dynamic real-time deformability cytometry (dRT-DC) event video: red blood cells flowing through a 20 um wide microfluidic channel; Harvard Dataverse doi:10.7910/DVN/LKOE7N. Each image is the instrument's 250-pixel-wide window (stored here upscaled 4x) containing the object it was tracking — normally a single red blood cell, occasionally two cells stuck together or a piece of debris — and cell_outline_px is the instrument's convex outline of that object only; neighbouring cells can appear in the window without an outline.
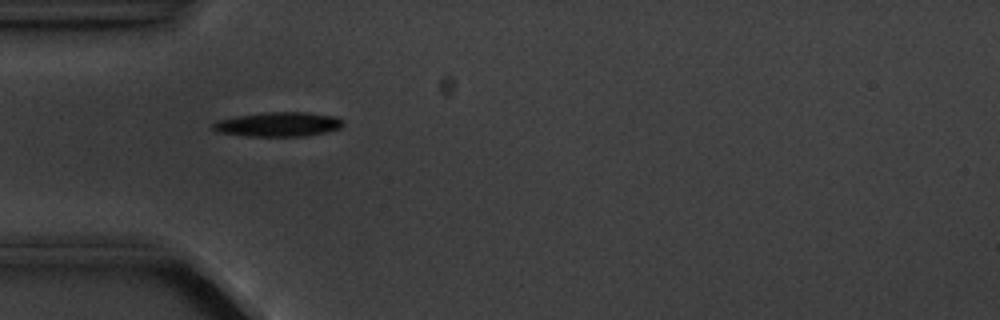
{"species": "common noctule bat (a hibernating species)", "species_latin": "Nyctalus noctula", "temperature_condition": "cold", "stored_images_in_passage": 2, "camera_frame_rate_fps": 3000, "um_per_image_px": 0.085, "animal": {"sex": "male", "body_mass_g": 20.1, "forearm_length_mm": 53.5}, "frame": {"image": 1, "passage_image": 1, "time_ms": 0.0, "image_size_px": [1000, 320], "cell_outline_px": [[344, 124], [340, 128], [324, 132], [304, 136], [248, 136], [220, 132], [212, 128], [212, 124], [216, 120], [236, 116], [264, 112], [308, 112], [336, 116], [344, 120]], "centroid_in_image_um": [23.68, 10.55], "position_along_channel_um": 61.3, "area_um2": 18.55}}